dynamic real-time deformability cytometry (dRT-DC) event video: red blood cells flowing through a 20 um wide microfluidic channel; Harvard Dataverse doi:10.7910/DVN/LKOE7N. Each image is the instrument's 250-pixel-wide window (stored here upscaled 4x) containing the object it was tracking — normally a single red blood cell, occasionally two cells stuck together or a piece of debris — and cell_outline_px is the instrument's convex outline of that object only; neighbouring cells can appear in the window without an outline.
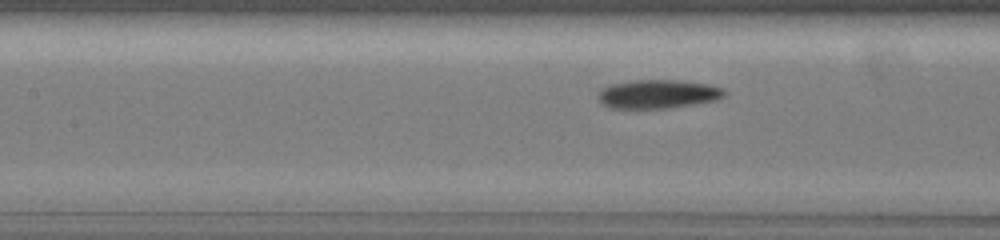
{"species": "common noctule bat (a hibernating species)", "species_latin": "Nyctalus noctula", "temperature_condition": "warm", "stored_images_in_passage": 15, "camera_frame_rate_fps": 3000, "um_per_image_px": 0.085, "animal": {"sex": "female", "body_mass_g": 19.5, "forearm_length_mm": 54.1}, "frame": {"image": 1, "passage_image": 9, "time_ms": 2.667, "image_size_px": [1000, 240], "cell_outline_px": [[728, 92], [724, 96], [716, 100], [668, 108], [612, 108], [604, 104], [600, 100], [600, 92], [604, 88], [612, 84], [636, 80], [676, 80], [712, 84], [724, 88]], "centroid_in_image_um": [56.02, 7.98], "position_along_channel_um": 151.4, "area_um2": 20.92}}